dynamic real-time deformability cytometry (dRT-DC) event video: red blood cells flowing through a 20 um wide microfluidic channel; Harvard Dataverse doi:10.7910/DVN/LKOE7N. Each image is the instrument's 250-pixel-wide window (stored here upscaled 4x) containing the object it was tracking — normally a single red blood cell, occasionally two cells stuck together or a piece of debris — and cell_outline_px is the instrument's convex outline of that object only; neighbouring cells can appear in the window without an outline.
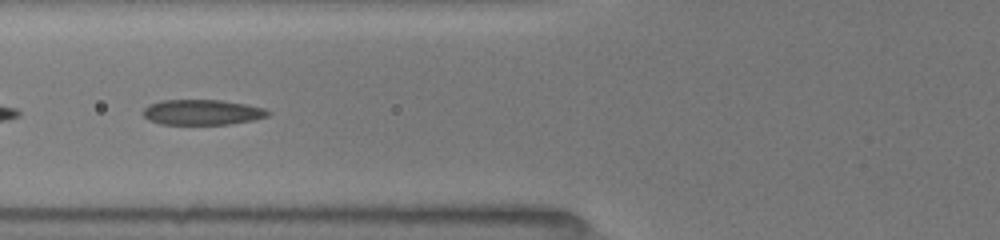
{"species": "common noctule bat (a hibernating species)", "species_latin": "Nyctalus noctula", "temperature_condition": "room temperature", "stored_images_in_passage": 52, "camera_frame_rate_fps": 3000, "um_per_image_px": 0.085, "animal": {"sex": "female", "body_mass_g": 19.5, "forearm_length_mm": 54.1}, "frame": {"image": 1, "passage_image": 22, "time_ms": 7.0, "image_size_px": [1000, 240], "cell_outline_px": [[272, 112], [268, 116], [252, 120], [228, 124], [160, 124], [148, 120], [140, 112], [148, 104], [160, 100], [220, 100], [244, 104], [264, 108]], "centroid_in_image_um": [17.13, 9.54], "position_along_channel_um": 108.7, "area_um2": 18.5}}
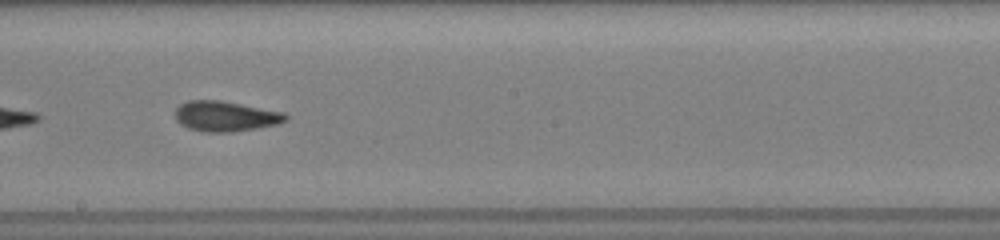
{"frame": {"image": 2, "passage_image": 31, "time_ms": 10.0, "image_size_px": [1000, 240], "cell_outline_px": [[288, 120], [276, 124], [256, 128], [232, 132], [204, 132], [188, 128], [180, 124], [176, 120], [176, 108], [180, 104], [188, 100], [220, 100], [284, 112], [288, 116]], "centroid_in_image_um": [19.15, 9.88], "position_along_channel_um": 229.0, "area_um2": 19.48}}
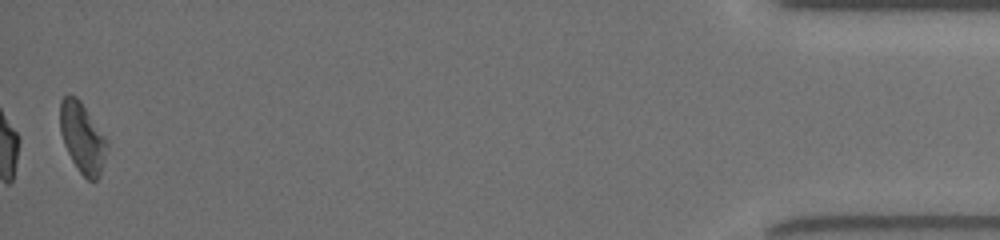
{"frame": {"image": 3, "passage_image": 52, "time_ms": 17.0, "image_size_px": [1000, 240], "cell_outline_px": [[108, 148], [100, 176], [96, 180], [88, 180], [80, 172], [72, 160], [64, 144], [60, 132], [60, 100], [64, 96], [76, 96], [80, 100], [108, 140]], "centroid_in_image_um": [7.02, 11.71], "position_along_channel_um": 428.2, "area_um2": 19.19}, "authors_computed_cell_mechanics": {"area_um2": 19.1318, "velocity_mm_per_s": 4.0106, "shape_relaxation_time_tau1_ms": 3.8273, "shape_relaxation_time_tau2_ms": 2.0339, "deformation_change_tau1": 0.1381, "deformation_change_tau2": 0.1106}}